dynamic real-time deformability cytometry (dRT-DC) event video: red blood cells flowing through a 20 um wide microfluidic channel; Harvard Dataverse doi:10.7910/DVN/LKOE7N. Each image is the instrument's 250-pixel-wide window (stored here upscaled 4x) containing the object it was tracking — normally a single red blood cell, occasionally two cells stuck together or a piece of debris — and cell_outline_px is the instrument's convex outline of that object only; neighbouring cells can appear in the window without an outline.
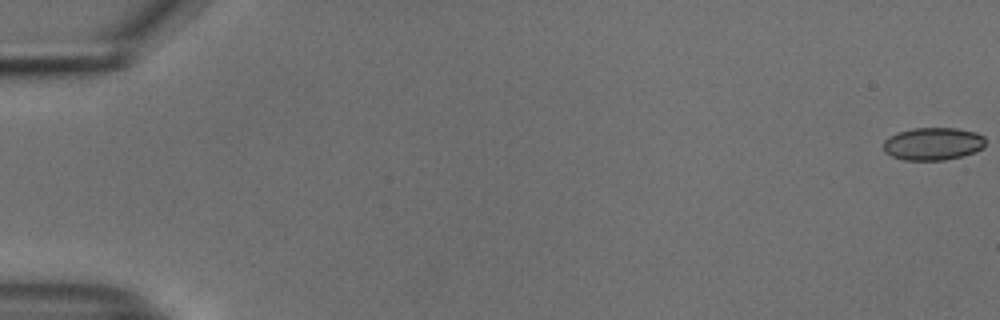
{"species": "common noctule bat (a hibernating species)", "species_latin": "Nyctalus noctula", "temperature_condition": "cold", "stored_images_in_passage": 18, "camera_frame_rate_fps": 3000, "um_per_image_px": 0.085, "animal": {"sex": "male", "body_mass_g": 18.8}, "frame": {"image": 1, "passage_image": 1, "time_ms": 0.0, "image_size_px": [1000, 320], "cell_outline_px": [[984, 148], [976, 152], [964, 156], [944, 160], [904, 160], [892, 156], [884, 152], [884, 140], [888, 136], [896, 132], [912, 128], [956, 128], [976, 132], [984, 136]], "centroid_in_image_um": [79.3, 12.22], "position_along_channel_um": 5.7, "area_um2": 19.71}}
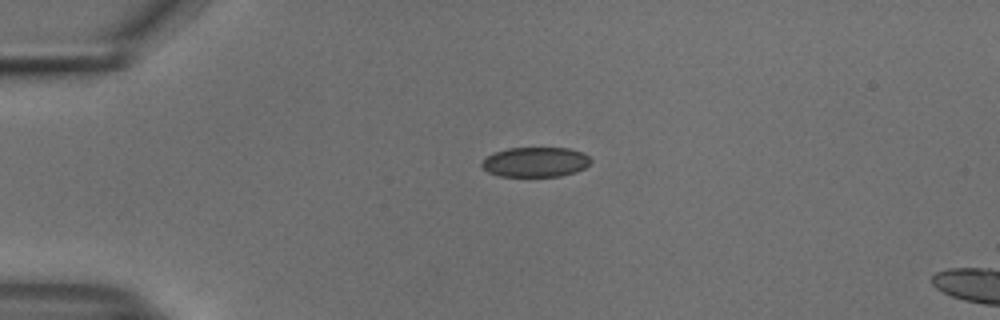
{"frame": {"image": 2, "passage_image": 14, "time_ms": 4.333, "image_size_px": [1000, 320], "cell_outline_px": [[592, 160], [584, 168], [576, 172], [560, 176], [500, 176], [488, 172], [480, 164], [488, 156], [496, 152], [508, 148], [568, 148], [584, 152]], "centroid_in_image_um": [45.54, 13.77], "position_along_channel_um": 39.5, "area_um2": 18.84}}